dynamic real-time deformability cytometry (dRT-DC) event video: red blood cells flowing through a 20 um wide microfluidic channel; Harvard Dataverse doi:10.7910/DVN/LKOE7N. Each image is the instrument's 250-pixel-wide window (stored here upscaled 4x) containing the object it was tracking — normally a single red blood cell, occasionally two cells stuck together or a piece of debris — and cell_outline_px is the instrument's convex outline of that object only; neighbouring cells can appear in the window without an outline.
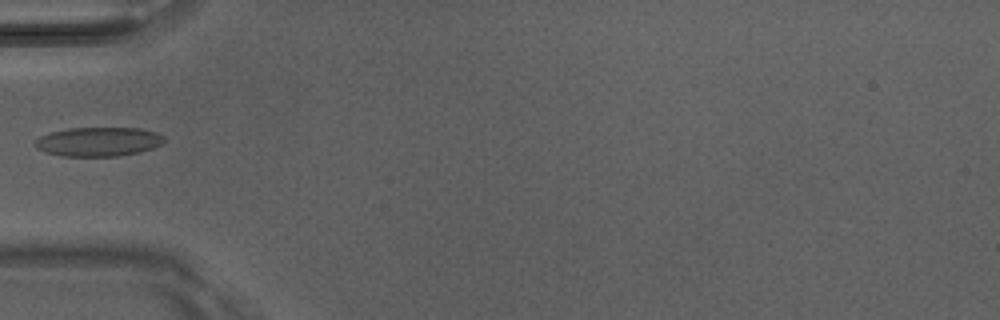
{"species": "Egyptian fruit bat (a non-hibernating species)", "species_latin": "Rousettus aegyptiacus", "temperature_condition": "room temperature", "stored_images_in_passage": 3, "camera_frame_rate_fps": 3000, "um_per_image_px": 0.085, "animal": {"sex": "male"}, "frame": {"image": 1, "passage_image": 3, "time_ms": 0.667, "image_size_px": [1000, 320], "cell_outline_px": [[164, 140], [160, 144], [152, 148], [140, 152], [120, 156], [60, 156], [44, 152], [36, 148], [36, 140], [40, 136], [52, 132], [68, 128], [140, 128], [156, 132], [164, 136]], "centroid_in_image_um": [8.36, 12.05], "position_along_channel_um": 76.6, "area_um2": 21.91}}